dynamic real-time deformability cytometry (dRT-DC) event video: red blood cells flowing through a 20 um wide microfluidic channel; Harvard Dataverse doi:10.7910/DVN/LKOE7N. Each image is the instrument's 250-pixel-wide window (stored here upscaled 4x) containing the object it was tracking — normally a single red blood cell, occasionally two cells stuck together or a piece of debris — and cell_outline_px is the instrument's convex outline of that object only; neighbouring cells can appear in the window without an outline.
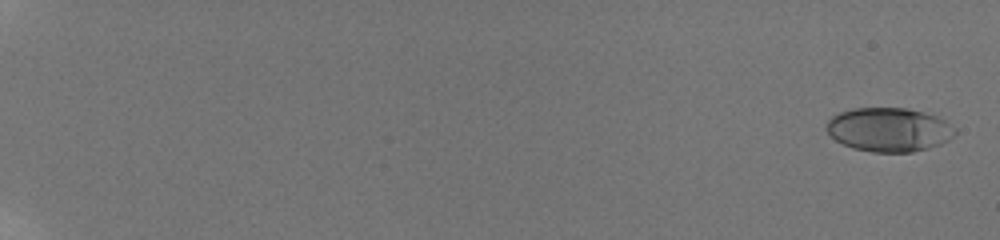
{"species": "human", "species_latin": "Homo sapiens", "temperature_condition": "room temperature", "stored_images_in_passage": 70, "camera_frame_rate_fps": 3000, "um_per_image_px": 0.085, "donor": {"sex": "male"}, "frame": {"image": 1, "passage_image": 1, "time_ms": 0.0, "image_size_px": [1000, 240], "cell_outline_px": [[956, 136], [940, 144], [928, 148], [912, 152], [872, 152], [852, 148], [836, 140], [828, 132], [828, 120], [832, 116], [840, 112], [852, 108], [908, 108], [924, 112], [936, 116], [944, 120], [956, 128]], "centroid_in_image_um": [75.6, 11.02], "position_along_channel_um": 9.4, "area_um2": 32.89}}
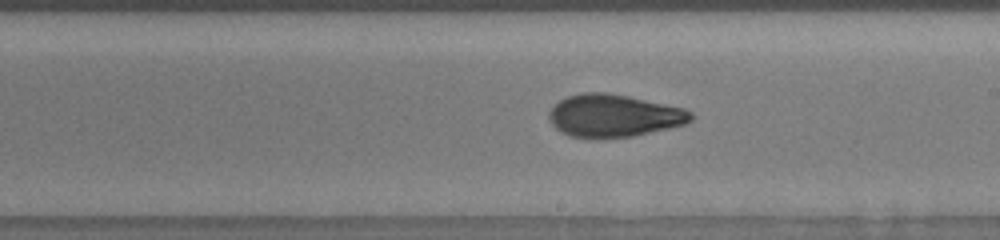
{"frame": {"image": 2, "passage_image": 42, "time_ms": 12.333, "image_size_px": [1000, 240], "cell_outline_px": [[692, 120], [684, 124], [668, 128], [632, 136], [572, 136], [560, 132], [548, 120], [548, 112], [560, 100], [568, 96], [580, 92], [608, 92], [628, 96], [684, 108], [692, 112]], "centroid_in_image_um": [52.16, 9.8], "position_along_channel_um": 236.8, "area_um2": 34.62}}
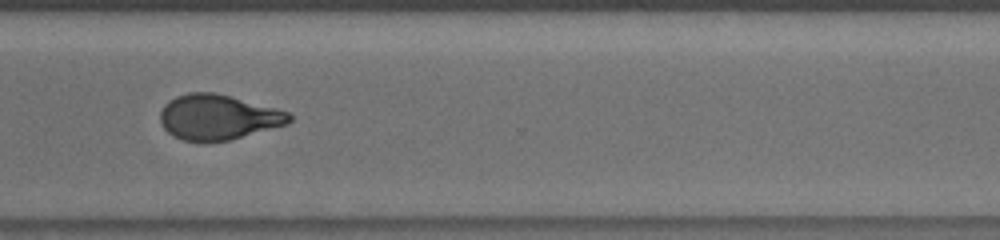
{"frame": {"image": 3, "passage_image": 53, "time_ms": 15.333, "image_size_px": [1000, 240], "cell_outline_px": [[292, 120], [288, 124], [228, 140], [204, 144], [184, 140], [172, 136], [164, 128], [160, 120], [160, 112], [164, 104], [168, 100], [176, 96], [188, 92], [216, 92], [276, 108], [288, 112], [292, 116]], "centroid_in_image_um": [18.5, 9.97], "position_along_channel_um": 352.1, "area_um2": 34.39}, "authors_computed_cell_mechanics": {"area_um2": 33.813, "velocity_mm_per_s": 3.8444, "shape_relaxation_time_tau1_ms": 5.7644, "shape_relaxation_time_tau2_ms": 1.6793, "deformation_change_tau1": 0.2013, "deformation_change_tau2": 0.0776}}